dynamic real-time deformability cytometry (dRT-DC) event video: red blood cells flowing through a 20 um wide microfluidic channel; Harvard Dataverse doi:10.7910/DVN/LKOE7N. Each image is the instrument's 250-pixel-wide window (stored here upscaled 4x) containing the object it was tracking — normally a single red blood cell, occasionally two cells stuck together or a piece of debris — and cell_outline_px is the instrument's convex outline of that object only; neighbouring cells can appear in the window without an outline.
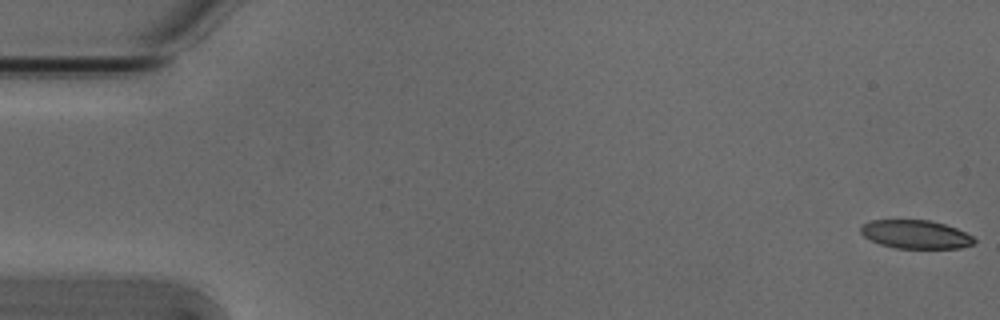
{"species": "Egyptian fruit bat (a non-hibernating species)", "species_latin": "Rousettus aegyptiacus", "temperature_condition": "cold", "stored_images_in_passage": 55, "camera_frame_rate_fps": 3000, "um_per_image_px": 0.085, "animal": {"sex": "male"}, "frame": {"image": 1, "passage_image": 1, "time_ms": 0.0, "image_size_px": [1000, 320], "cell_outline_px": [[976, 240], [972, 244], [960, 248], [896, 248], [880, 244], [864, 236], [860, 232], [860, 228], [864, 224], [872, 220], [928, 220], [944, 224], [956, 228], [972, 236]], "centroid_in_image_um": [77.83, 19.92], "position_along_channel_um": 7.2, "area_um2": 18.61}}
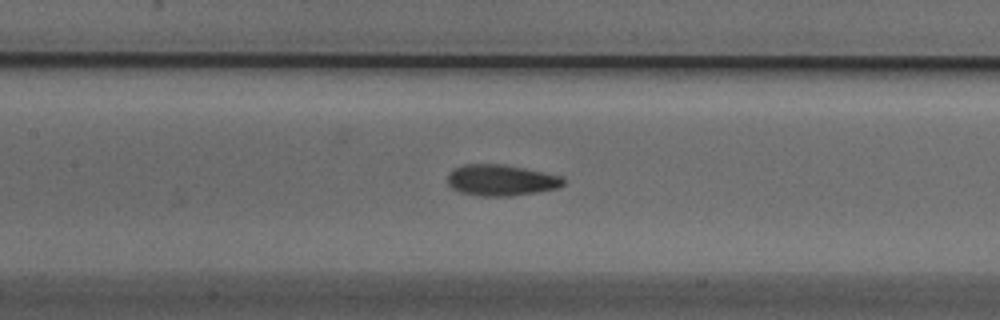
{"frame": {"image": 2, "passage_image": 25, "time_ms": 8.0, "image_size_px": [1000, 320], "cell_outline_px": [[564, 184], [556, 188], [536, 192], [508, 196], [480, 196], [460, 192], [452, 188], [448, 184], [448, 172], [464, 164], [504, 164], [524, 168], [560, 176], [564, 180]], "centroid_in_image_um": [42.55, 15.31], "position_along_channel_um": 164.9, "area_um2": 20.81}}
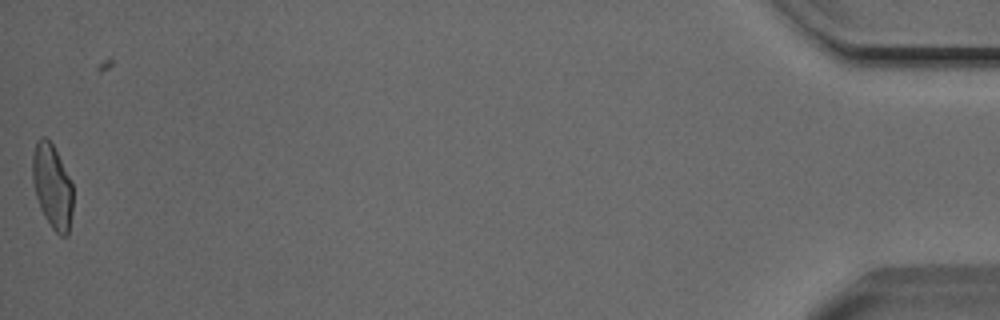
{"frame": {"image": 3, "passage_image": 54, "time_ms": 17.667, "image_size_px": [1000, 320], "cell_outline_px": [[72, 212], [68, 236], [60, 236], [52, 228], [44, 216], [40, 208], [36, 196], [32, 180], [32, 156], [36, 140], [40, 136], [44, 136], [52, 144], [72, 180]], "centroid_in_image_um": [4.44, 15.83], "position_along_channel_um": 430.8, "area_um2": 20.06}, "authors_computed_cell_mechanics": {"area_um2": 20.5768, "velocity_mm_per_s": 3.8182, "shape_relaxation_time_tau1_ms": 7.8087, "shape_relaxation_time_tau2_ms": 1.9943, "deformation_change_tau1": 0.2056, "deformation_change_tau2": 0.0872}}